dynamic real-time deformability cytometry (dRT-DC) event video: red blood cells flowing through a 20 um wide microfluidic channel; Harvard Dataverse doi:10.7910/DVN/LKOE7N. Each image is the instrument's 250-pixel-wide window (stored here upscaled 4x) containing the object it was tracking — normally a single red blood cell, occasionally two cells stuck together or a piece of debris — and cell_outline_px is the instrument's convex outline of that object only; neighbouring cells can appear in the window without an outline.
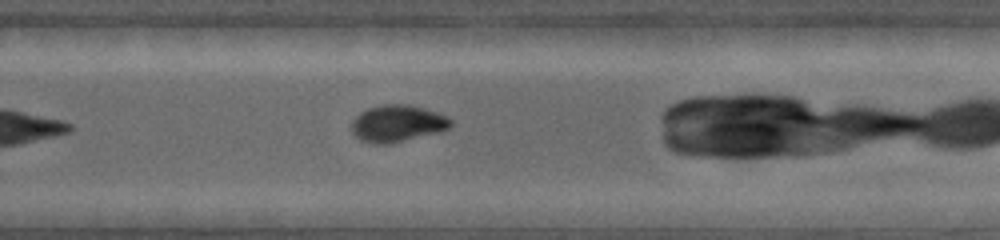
{"species": "common noctule bat (a hibernating species)", "species_latin": "Nyctalus noctula", "temperature_condition": "warm", "stored_images_in_passage": 28, "camera_frame_rate_fps": 4500, "um_per_image_px": 0.085, "animal": {"sex": "female", "body_mass_g": 19.0, "forearm_length_mm": 53.3}, "frame": {"image": 1, "passage_image": 28, "time_ms": 7.556, "image_size_px": [1000, 240], "cell_outline_px": [[452, 124], [448, 128], [440, 132], [392, 144], [376, 144], [360, 140], [352, 132], [352, 120], [360, 112], [368, 108], [384, 104], [408, 104], [424, 108], [448, 116], [452, 120]], "centroid_in_image_um": [33.79, 10.5], "position_along_channel_um": 296.0, "area_um2": 21.5}}